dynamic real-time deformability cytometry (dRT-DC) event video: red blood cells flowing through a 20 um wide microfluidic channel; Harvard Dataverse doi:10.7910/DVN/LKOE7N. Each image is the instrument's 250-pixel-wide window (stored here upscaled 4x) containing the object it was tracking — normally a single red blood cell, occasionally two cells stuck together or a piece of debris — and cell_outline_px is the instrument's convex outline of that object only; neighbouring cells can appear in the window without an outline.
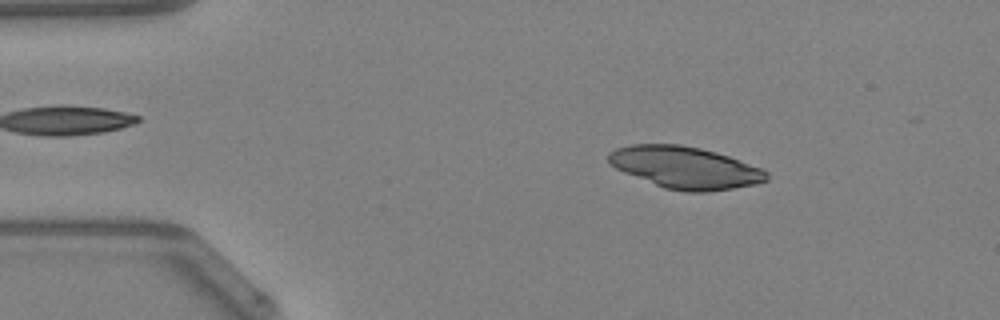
{"species": "Egyptian fruit bat (a non-hibernating species)", "species_latin": "Rousettus aegyptiacus", "temperature_condition": "warm", "stored_images_in_passage": 47, "camera_frame_rate_fps": 3000, "um_per_image_px": 0.085, "animal": {"sex": "female"}, "frame": {"image": 1, "passage_image": 7, "time_ms": 2.0, "image_size_px": [1000, 320], "cell_outline_px": [[768, 180], [756, 184], [732, 188], [704, 192], [688, 192], [664, 188], [624, 172], [616, 168], [608, 160], [608, 152], [616, 148], [632, 144], [680, 144], [700, 148], [716, 152], [728, 156], [760, 168], [768, 172]], "centroid_in_image_um": [58.23, 14.24], "position_along_channel_um": 26.8, "area_um2": 38.38}}